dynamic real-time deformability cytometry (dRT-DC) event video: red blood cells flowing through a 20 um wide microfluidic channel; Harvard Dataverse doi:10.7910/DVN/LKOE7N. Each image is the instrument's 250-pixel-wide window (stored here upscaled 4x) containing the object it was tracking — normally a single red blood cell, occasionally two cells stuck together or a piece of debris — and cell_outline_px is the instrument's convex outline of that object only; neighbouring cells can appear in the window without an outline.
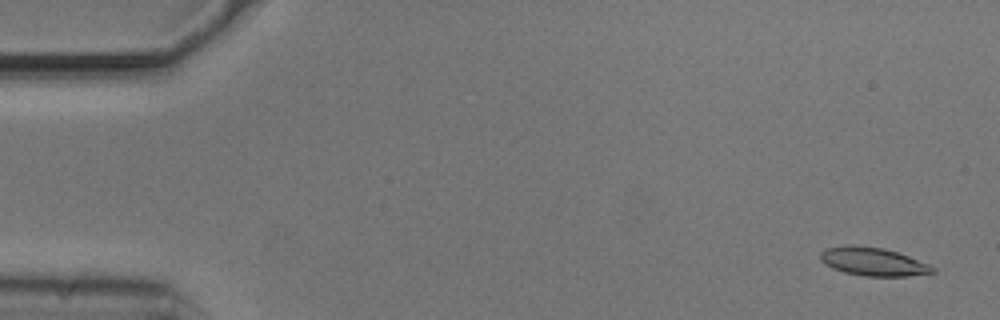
{"species": "common noctule bat (a hibernating species)", "species_latin": "Nyctalus noctula", "temperature_condition": "cold", "stored_images_in_passage": 54, "camera_frame_rate_fps": 3000, "um_per_image_px": 0.085, "animal": {"sex": "male", "body_mass_g": 20.5, "forearm_length_mm": 52.5}, "frame": {"image": 1, "passage_image": 2, "time_ms": 0.333, "image_size_px": [1000, 320], "cell_outline_px": [[936, 272], [904, 276], [864, 276], [844, 272], [832, 268], [824, 264], [820, 260], [820, 252], [828, 248], [848, 244], [852, 244], [884, 248], [908, 256], [928, 264], [936, 268]], "centroid_in_image_um": [74.18, 22.23], "position_along_channel_um": 10.8, "area_um2": 18.5}}
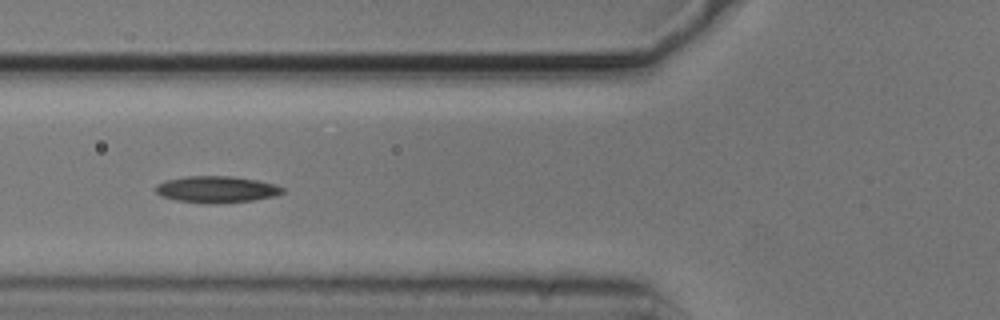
{"frame": {"image": 2, "passage_image": 20, "time_ms": 6.333, "image_size_px": [1000, 320], "cell_outline_px": [[284, 192], [276, 196], [252, 200], [176, 200], [160, 196], [156, 192], [156, 184], [164, 180], [188, 176], [232, 176], [256, 180], [276, 184], [284, 188]], "centroid_in_image_um": [18.42, 16.03], "position_along_channel_um": 107.4, "area_um2": 18.61}}
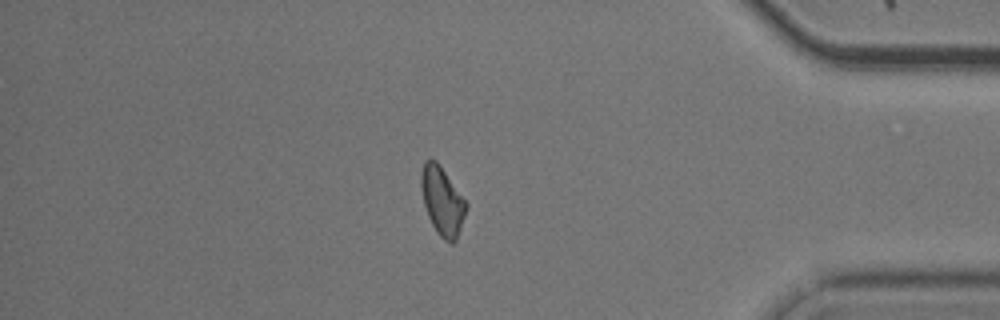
{"frame": {"image": 3, "passage_image": 46, "time_ms": 15.0, "image_size_px": [1000, 320], "cell_outline_px": [[468, 204], [456, 240], [452, 244], [444, 240], [436, 232], [428, 216], [424, 204], [420, 184], [420, 176], [424, 160], [436, 160]], "centroid_in_image_um": [37.57, 17.09], "position_along_channel_um": 397.6, "area_um2": 17.69}, "authors_computed_cell_mechanics": {"area_um2": 18.3804, "velocity_mm_per_s": 3.7199, "shape_relaxation_time_tau1_ms": 5.6558, "shape_relaxation_time_tau2_ms": 5.0825, "deformation_change_tau1": 0.1355, "deformation_change_tau2": 0.1092}}